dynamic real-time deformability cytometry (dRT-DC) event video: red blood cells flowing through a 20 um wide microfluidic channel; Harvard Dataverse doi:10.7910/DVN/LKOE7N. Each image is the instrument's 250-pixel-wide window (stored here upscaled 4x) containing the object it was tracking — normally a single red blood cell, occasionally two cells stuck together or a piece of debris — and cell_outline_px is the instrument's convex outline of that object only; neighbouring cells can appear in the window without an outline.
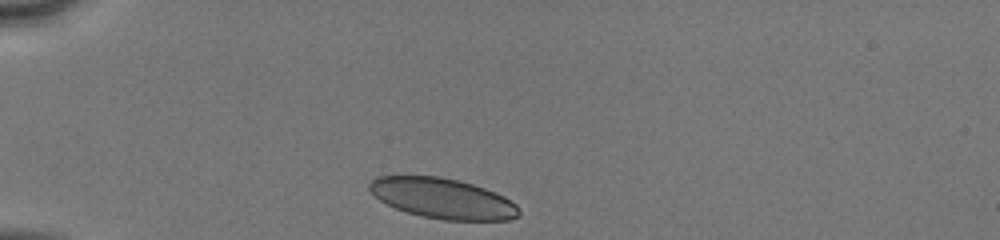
{"species": "human", "species_latin": "Homo sapiens", "temperature_condition": "cold", "stored_images_in_passage": 31, "camera_frame_rate_fps": 3000, "um_per_image_px": 0.085, "donor": {"sex": "male"}, "frame": {"image": 1, "passage_image": 1, "time_ms": 0.0, "image_size_px": [1000, 240], "cell_outline_px": [[520, 216], [508, 220], [444, 220], [420, 216], [396, 208], [380, 200], [368, 188], [368, 184], [376, 176], [440, 176], [460, 180], [496, 192], [504, 196], [516, 204], [520, 212]], "centroid_in_image_um": [37.65, 16.86], "position_along_channel_um": 47.4, "area_um2": 35.14}}
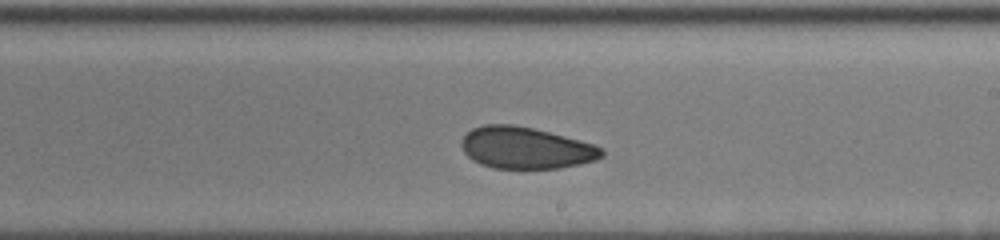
{"frame": {"image": 2, "passage_image": 18, "time_ms": 5.667, "image_size_px": [1000, 240], "cell_outline_px": [[604, 156], [596, 160], [580, 164], [560, 168], [492, 168], [480, 164], [472, 160], [464, 152], [460, 144], [460, 140], [472, 128], [484, 124], [512, 124], [532, 128], [596, 144], [604, 148]], "centroid_in_image_um": [44.7, 12.57], "position_along_channel_um": 244.3, "area_um2": 34.28}}
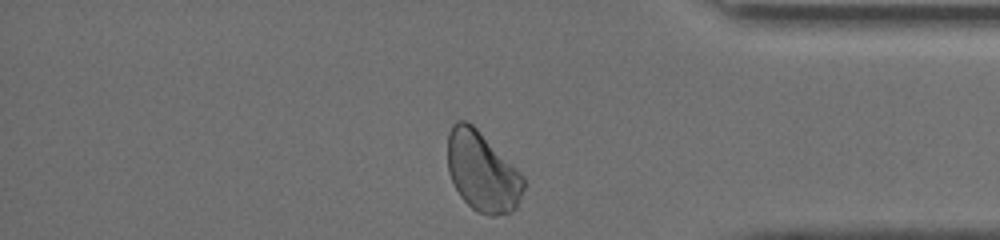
{"frame": {"image": 3, "passage_image": 30, "time_ms": 9.667, "image_size_px": [1000, 240], "cell_outline_px": [[524, 188], [516, 208], [512, 212], [496, 216], [492, 216], [480, 212], [472, 208], [460, 196], [448, 172], [448, 132], [452, 124], [456, 120], [468, 120], [524, 176]], "centroid_in_image_um": [40.98, 14.59], "position_along_channel_um": 394.2, "area_um2": 35.14}, "authors_computed_cell_mechanics": {"area_um2": 35.0268, "velocity_mm_per_s": 4.0844, "shape_relaxation_time_tau1_ms": 8.5725, "shape_relaxation_time_tau2_ms": 1.4544, "deformation_change_tau1": 0.128, "deformation_change_tau2": 0.0684}}